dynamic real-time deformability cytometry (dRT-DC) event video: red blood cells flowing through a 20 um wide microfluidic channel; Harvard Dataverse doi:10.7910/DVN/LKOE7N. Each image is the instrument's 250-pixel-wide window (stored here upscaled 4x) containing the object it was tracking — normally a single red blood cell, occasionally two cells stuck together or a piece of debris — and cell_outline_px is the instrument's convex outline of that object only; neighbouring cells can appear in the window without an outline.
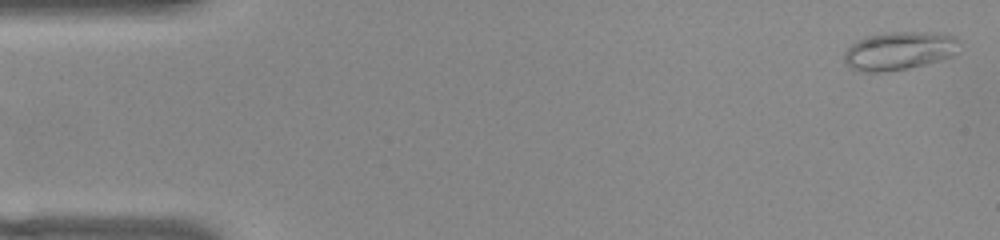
{"species": "common noctule bat (a hibernating species)", "species_latin": "Nyctalus noctula", "temperature_condition": "warm", "stored_images_in_passage": 52, "camera_frame_rate_fps": 3000, "um_per_image_px": 0.085, "animal": {"sex": "female", "body_mass_g": 22.0, "forearm_length_mm": 56.7}, "frame": {"image": 1, "passage_image": 1, "time_ms": 0.0, "image_size_px": [1000, 240], "cell_outline_px": [[960, 40], [952, 56], [940, 60], [908, 68], [880, 72], [860, 72], [852, 68], [844, 60], [844, 52], [856, 40], [864, 36], [888, 32], [944, 32], [956, 36]], "centroid_in_image_um": [76.43, 4.29], "position_along_channel_um": 8.6, "area_um2": 25.84}}
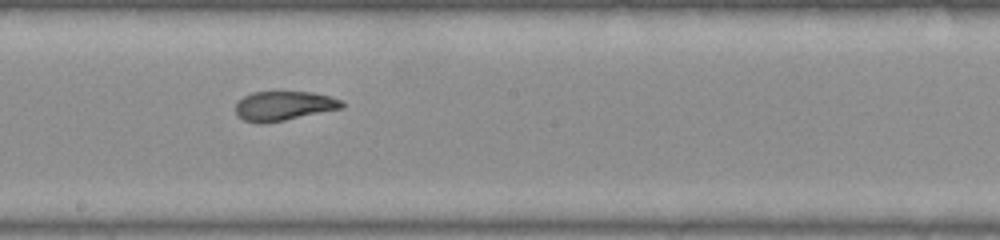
{"frame": {"image": 2, "passage_image": 28, "time_ms": 9.0, "image_size_px": [1000, 240], "cell_outline_px": [[344, 108], [284, 120], [244, 120], [236, 116], [236, 104], [244, 96], [252, 92], [312, 92], [328, 96], [340, 100], [344, 104]], "centroid_in_image_um": [24.17, 8.96], "position_along_channel_um": 224.0, "area_um2": 17.51}}
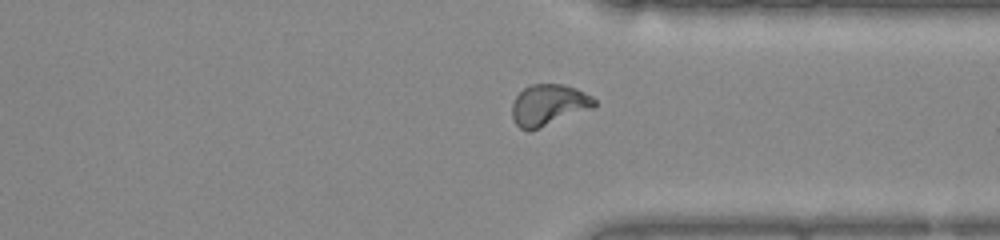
{"frame": {"image": 3, "passage_image": 39, "time_ms": 12.667, "image_size_px": [1000, 240], "cell_outline_px": [[596, 104], [592, 108], [540, 128], [528, 132], [520, 128], [516, 124], [512, 116], [512, 104], [516, 96], [524, 88], [532, 84], [564, 84], [576, 88], [592, 96], [596, 100]], "centroid_in_image_um": [46.62, 8.92], "position_along_channel_um": 364.8, "area_um2": 19.77}, "authors_computed_cell_mechanics": {"area_um2": 19.3919, "velocity_mm_per_s": 3.8496, "shape_relaxation_time_tau1_ms": null, "shape_relaxation_time_tau2_ms": 1.4054, "deformation_change_tau1": null, "deformation_change_tau2": 0.0733}}